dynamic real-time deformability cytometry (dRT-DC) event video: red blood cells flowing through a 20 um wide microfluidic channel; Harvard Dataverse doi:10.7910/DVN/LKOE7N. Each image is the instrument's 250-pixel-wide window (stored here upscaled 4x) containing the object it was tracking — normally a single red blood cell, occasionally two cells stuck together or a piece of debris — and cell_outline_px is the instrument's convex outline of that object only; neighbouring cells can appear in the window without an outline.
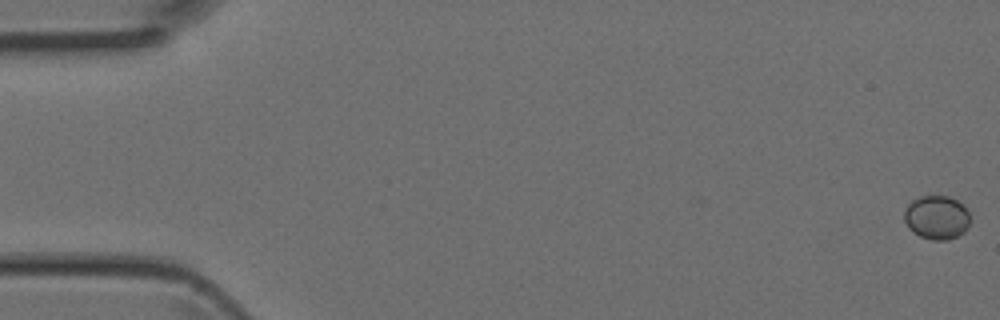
{"species": "Egyptian fruit bat (a non-hibernating species)", "species_latin": "Rousettus aegyptiacus", "temperature_condition": "room temperature", "stored_images_in_passage": 4, "camera_frame_rate_fps": 3000, "um_per_image_px": 0.085, "animal": {"sex": "female"}, "frame": {"image": 1, "passage_image": 1, "time_ms": 0.0, "image_size_px": [1000, 320], "cell_outline_px": [[968, 224], [964, 232], [948, 240], [932, 240], [920, 236], [912, 232], [908, 228], [904, 220], [904, 212], [908, 204], [912, 200], [920, 196], [948, 196], [964, 204], [968, 212]], "centroid_in_image_um": [79.59, 18.48], "position_along_channel_um": 5.4, "area_um2": 16.82}}
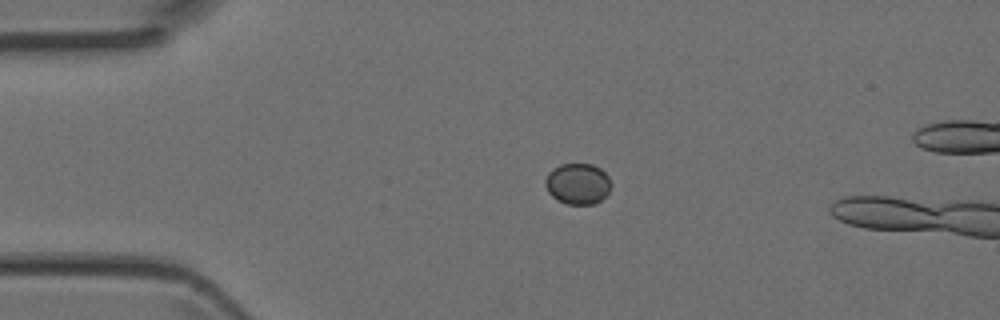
{"frame": {"image": 2, "passage_image": 3, "time_ms": 0.667, "image_size_px": [1000, 320], "cell_outline_px": [[612, 184], [608, 192], [596, 204], [568, 204], [556, 200], [548, 192], [544, 184], [544, 180], [548, 172], [552, 168], [560, 164], [592, 164], [600, 168], [608, 176]], "centroid_in_image_um": [49.08, 15.61], "position_along_channel_um": 35.9, "area_um2": 15.9}}